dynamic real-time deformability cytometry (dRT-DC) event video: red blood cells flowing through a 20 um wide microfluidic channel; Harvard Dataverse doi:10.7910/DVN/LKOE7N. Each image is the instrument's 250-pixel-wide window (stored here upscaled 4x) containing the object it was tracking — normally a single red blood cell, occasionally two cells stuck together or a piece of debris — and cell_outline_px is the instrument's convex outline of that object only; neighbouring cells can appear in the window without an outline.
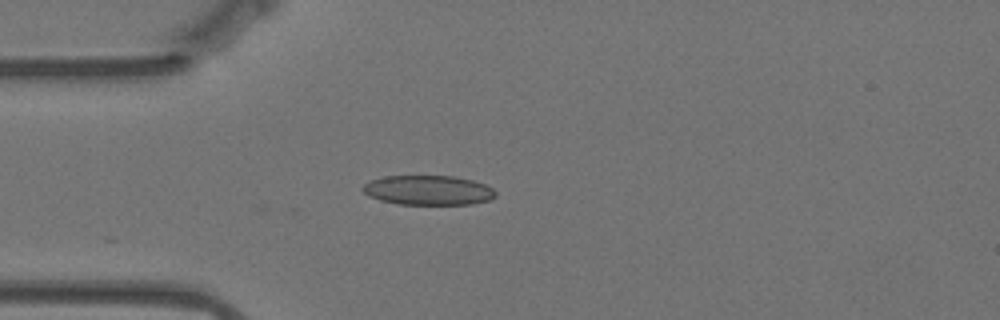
{"species": "Egyptian fruit bat (a non-hibernating species)", "species_latin": "Rousettus aegyptiacus", "temperature_condition": "warm", "stored_images_in_passage": 13, "camera_frame_rate_fps": 3000, "um_per_image_px": 0.085, "animal": {"sex": "female"}, "frame": {"image": 1, "passage_image": 1, "time_ms": 0.0, "image_size_px": [1000, 320], "cell_outline_px": [[496, 196], [488, 200], [472, 204], [400, 204], [380, 200], [368, 196], [360, 188], [368, 180], [384, 176], [452, 176], [472, 180], [484, 184], [492, 188], [496, 192]], "centroid_in_image_um": [36.36, 16.16], "position_along_channel_um": 48.6, "area_um2": 22.95}}
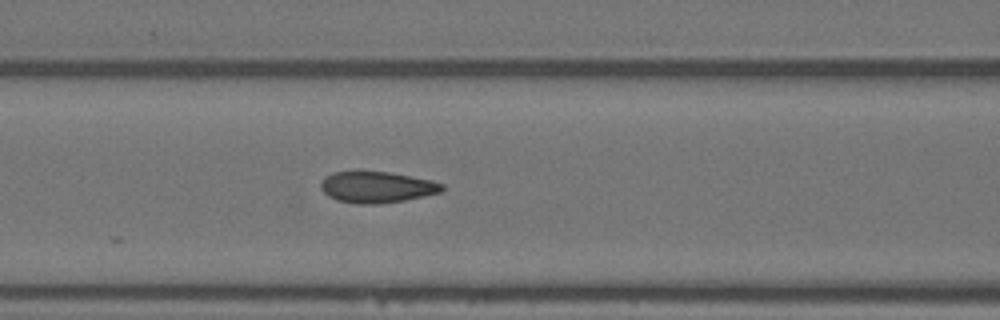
{"frame": {"image": 2, "passage_image": 9, "time_ms": 2.667, "image_size_px": [1000, 320], "cell_outline_px": [[444, 188], [440, 192], [424, 196], [404, 200], [380, 204], [360, 204], [336, 200], [328, 196], [320, 188], [320, 184], [324, 176], [332, 172], [356, 168], [392, 172], [432, 180], [444, 184]], "centroid_in_image_um": [31.97, 15.85], "position_along_channel_um": 134.6, "area_um2": 23.0}}
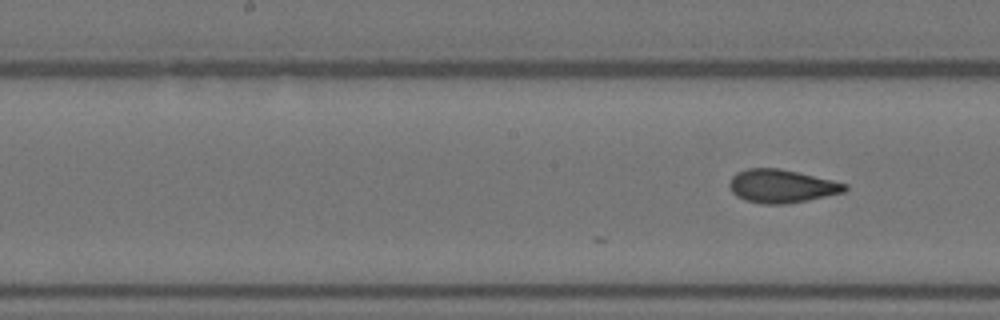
{"frame": {"image": 3, "passage_image": 13, "time_ms": 4.0, "image_size_px": [1000, 320], "cell_outline_px": [[848, 188], [844, 192], [784, 204], [764, 204], [744, 200], [736, 196], [732, 192], [728, 184], [732, 176], [736, 172], [748, 168], [780, 168], [832, 180], [848, 184]], "centroid_in_image_um": [66.39, 15.81], "position_along_channel_um": 181.8, "area_um2": 22.25}}